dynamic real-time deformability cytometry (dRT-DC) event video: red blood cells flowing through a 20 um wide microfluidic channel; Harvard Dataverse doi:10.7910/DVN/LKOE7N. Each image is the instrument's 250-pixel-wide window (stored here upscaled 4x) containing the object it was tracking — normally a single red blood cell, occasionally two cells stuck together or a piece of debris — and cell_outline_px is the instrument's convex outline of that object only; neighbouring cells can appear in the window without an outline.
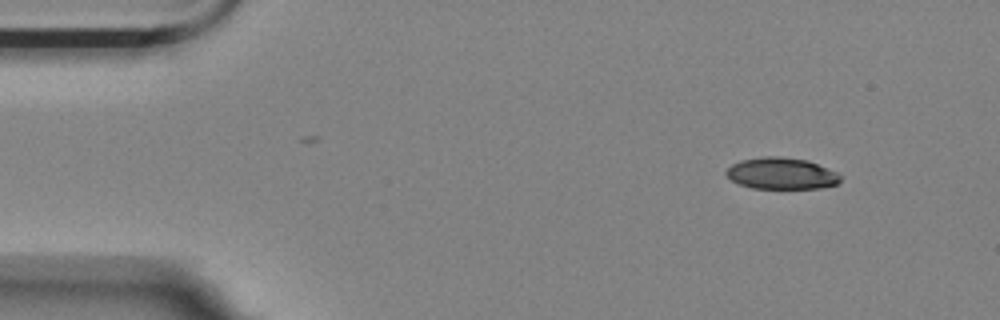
{"species": "Egyptian fruit bat (a non-hibernating species)", "species_latin": "Rousettus aegyptiacus", "temperature_condition": "room temperature", "stored_images_in_passage": 4, "segment_of_instrument_passage": [1, 2], "camera_frame_rate_fps": 3000, "um_per_image_px": 0.085, "animal": {"sex": "female"}, "frame": {"image": 1, "passage_image": 1, "time_ms": 0.0, "image_size_px": [1000, 320], "cell_outline_px": [[840, 180], [836, 184], [820, 188], [752, 188], [740, 184], [732, 180], [724, 172], [732, 164], [740, 160], [764, 156], [780, 156], [808, 160], [836, 172], [840, 176]], "centroid_in_image_um": [66.4, 14.73], "position_along_channel_um": 18.6, "area_um2": 20.87}}
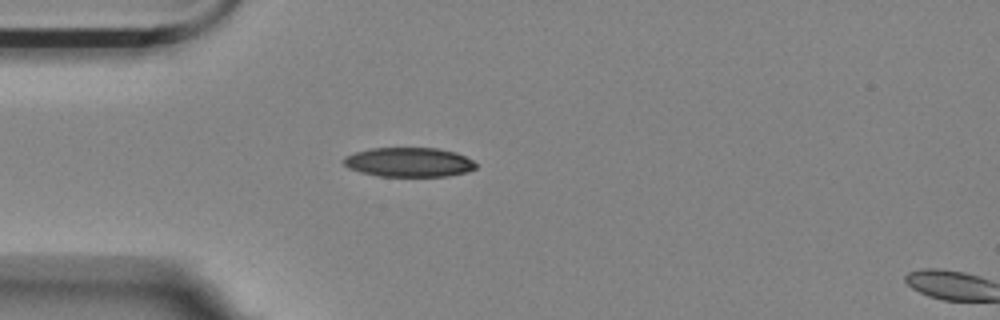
{"frame": {"image": 2, "passage_image": 3, "time_ms": 3.0, "image_size_px": [1000, 320], "cell_outline_px": [[480, 164], [476, 168], [468, 172], [448, 176], [380, 176], [360, 172], [348, 168], [340, 160], [344, 156], [356, 152], [372, 148], [436, 148], [456, 152]], "centroid_in_image_um": [34.77, 13.79], "position_along_channel_um": 50.2, "area_um2": 22.83}}